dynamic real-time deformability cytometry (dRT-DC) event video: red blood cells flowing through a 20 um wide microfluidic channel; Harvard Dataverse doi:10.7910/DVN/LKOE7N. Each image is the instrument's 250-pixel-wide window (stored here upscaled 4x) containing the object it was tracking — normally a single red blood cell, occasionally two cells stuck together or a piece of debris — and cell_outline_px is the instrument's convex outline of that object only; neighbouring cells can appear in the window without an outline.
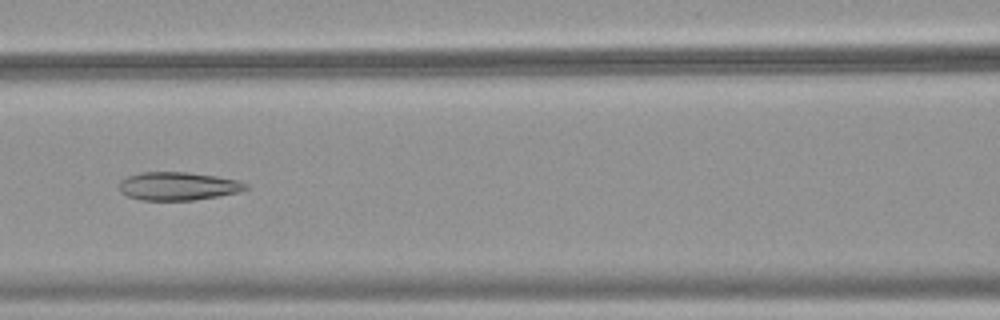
{"species": "common noctule bat (a hibernating species)", "species_latin": "Nyctalus noctula", "temperature_condition": "warm", "stored_images_in_passage": 15, "camera_frame_rate_fps": 3000, "um_per_image_px": 0.085, "animal": {"sex": "female", "body_mass_g": 18.4}, "frame": {"image": 1, "passage_image": 9, "time_ms": 2.667, "image_size_px": [1000, 320], "cell_outline_px": [[248, 188], [240, 192], [192, 200], [140, 200], [128, 196], [120, 192], [120, 180], [128, 176], [140, 172], [188, 172], [216, 176], [236, 180], [248, 184]], "centroid_in_image_um": [15.12, 15.82], "position_along_channel_um": 151.5, "area_um2": 20.75}}